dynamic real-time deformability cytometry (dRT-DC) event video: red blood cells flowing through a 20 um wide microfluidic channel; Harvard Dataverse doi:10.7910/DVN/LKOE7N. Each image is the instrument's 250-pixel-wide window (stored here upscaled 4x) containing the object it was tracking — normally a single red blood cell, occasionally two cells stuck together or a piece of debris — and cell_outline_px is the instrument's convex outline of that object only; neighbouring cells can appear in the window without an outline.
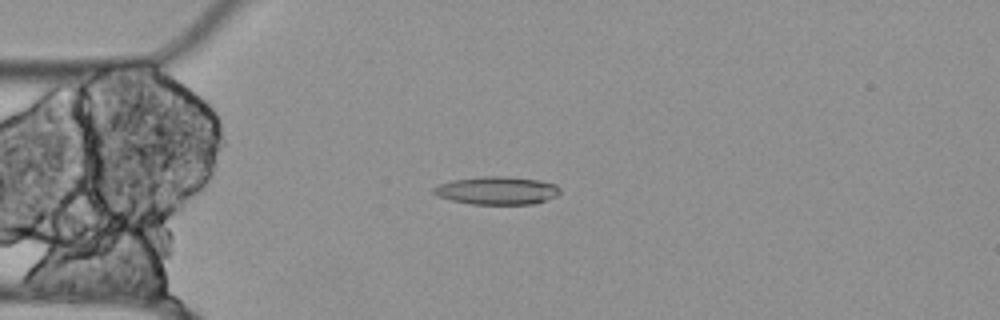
{"species": "Egyptian fruit bat (a non-hibernating species)", "species_latin": "Rousettus aegyptiacus", "temperature_condition": "cold", "stored_images_in_passage": 56, "camera_frame_rate_fps": 3000, "um_per_image_px": 0.085, "animal": {"sex": "female"}, "frame": {"image": 1, "passage_image": 14, "time_ms": 4.333, "image_size_px": [1000, 320], "cell_outline_px": [[560, 192], [556, 196], [536, 204], [472, 204], [452, 200], [440, 196], [432, 192], [432, 188], [440, 184], [452, 180], [484, 176], [500, 176], [540, 180], [556, 184], [560, 188]], "centroid_in_image_um": [42.27, 16.19], "position_along_channel_um": 42.7, "area_um2": 20.52}}
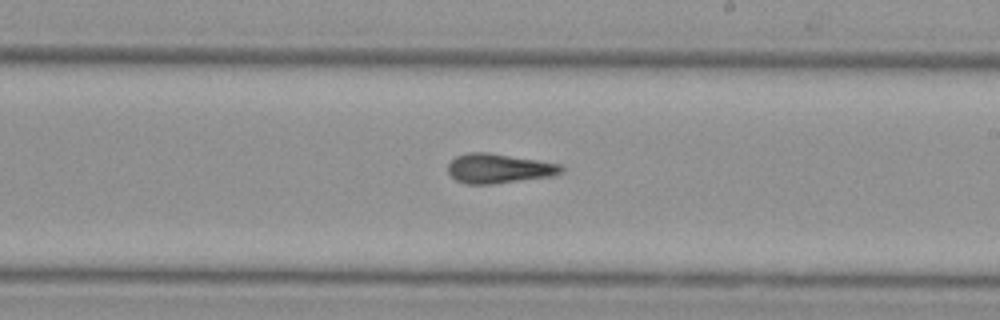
{"frame": {"image": 2, "passage_image": 32, "time_ms": 10.333, "image_size_px": [1000, 320], "cell_outline_px": [[564, 172], [556, 176], [492, 184], [464, 184], [456, 180], [448, 172], [448, 164], [456, 156], [468, 152], [488, 152], [560, 164], [564, 168]], "centroid_in_image_um": [42.42, 14.33], "position_along_channel_um": 246.6, "area_um2": 19.65}}
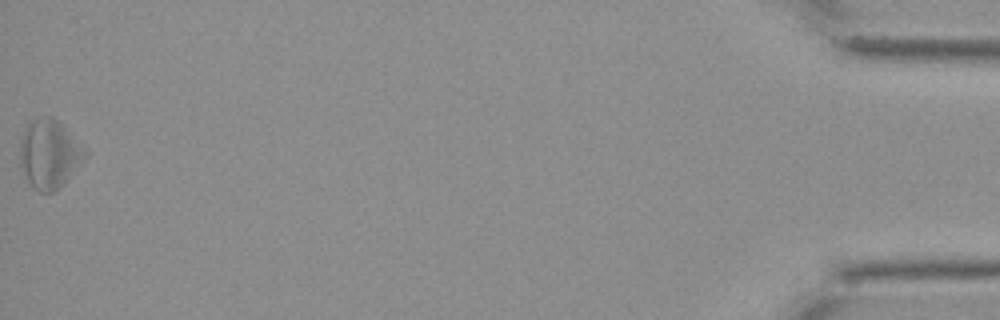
{"frame": {"image": 3, "passage_image": 56, "time_ms": 18.333, "image_size_px": [1000, 320], "cell_outline_px": [[88, 156], [64, 184], [60, 188], [52, 192], [40, 192], [28, 180], [20, 168], [20, 140], [28, 124], [32, 120], [44, 116], [52, 116], [60, 120], [88, 152]], "centroid_in_image_um": [4.22, 13.07], "position_along_channel_um": 431.0, "area_um2": 26.24}, "authors_computed_cell_mechanics": {"area_um2": 20.1433, "velocity_mm_per_s": 3.5196, "shape_relaxation_time_tau1_ms": null, "shape_relaxation_time_tau2_ms": 3.4222, "deformation_change_tau1": null, "deformation_change_tau2": 0.1425}}